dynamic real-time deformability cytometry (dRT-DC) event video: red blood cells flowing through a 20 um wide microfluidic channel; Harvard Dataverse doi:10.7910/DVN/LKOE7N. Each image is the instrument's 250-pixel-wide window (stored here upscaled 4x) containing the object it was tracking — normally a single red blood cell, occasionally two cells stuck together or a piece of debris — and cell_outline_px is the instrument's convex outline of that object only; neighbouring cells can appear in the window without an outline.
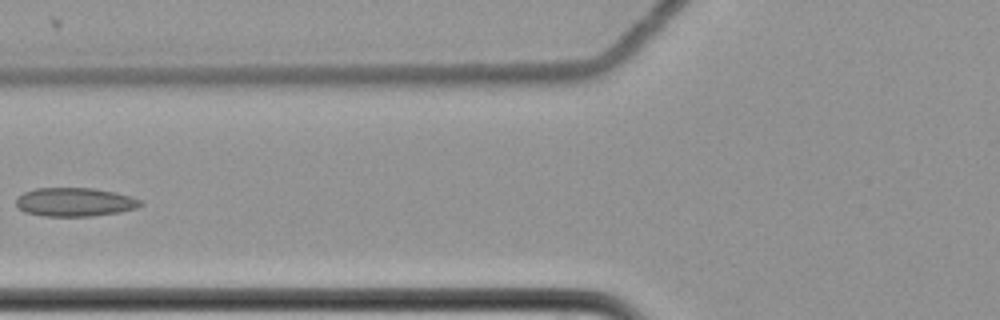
{"species": "common noctule bat (a hibernating species)", "species_latin": "Nyctalus noctula", "temperature_condition": "cold", "stored_images_in_passage": 4, "camera_frame_rate_fps": 3000, "um_per_image_px": 0.085, "animal": {"sex": "female", "body_mass_g": 22.7, "forearm_length_mm": 54.2}, "frame": {"image": 1, "passage_image": 4, "time_ms": 1.0, "image_size_px": [1000, 320], "cell_outline_px": [[144, 204], [136, 208], [120, 212], [92, 216], [40, 216], [24, 212], [16, 204], [16, 196], [24, 192], [36, 188], [92, 188], [116, 192], [132, 196], [140, 200]], "centroid_in_image_um": [6.35, 17.17], "position_along_channel_um": 119.4, "area_um2": 20.98}}